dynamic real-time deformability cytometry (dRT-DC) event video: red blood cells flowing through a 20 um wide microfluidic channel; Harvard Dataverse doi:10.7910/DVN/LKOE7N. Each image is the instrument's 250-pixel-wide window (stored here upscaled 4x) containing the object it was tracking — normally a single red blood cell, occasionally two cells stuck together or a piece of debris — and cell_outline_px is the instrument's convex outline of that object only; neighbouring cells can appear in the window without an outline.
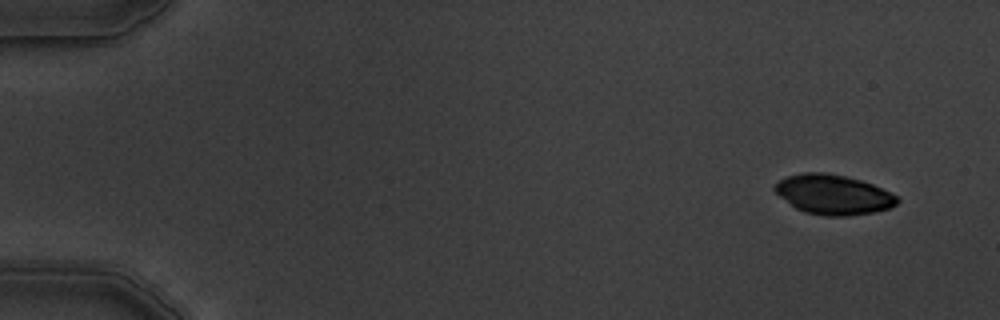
{"species": "common noctule bat (a hibernating species)", "species_latin": "Nyctalus noctula", "temperature_condition": "warm", "stored_images_in_passage": 5, "camera_frame_rate_fps": 3000, "um_per_image_px": 0.085, "animal": {"sex": "male", "body_mass_g": 19.5, "forearm_length_mm": 54.6}, "frame": {"image": 1, "passage_image": 1, "time_ms": 0.0, "image_size_px": [1000, 320], "cell_outline_px": [[900, 200], [896, 204], [888, 208], [872, 212], [848, 216], [824, 216], [804, 212], [796, 208], [780, 196], [772, 188], [780, 180], [788, 176], [800, 172], [824, 172], [844, 176], [860, 180], [872, 184], [896, 196]], "centroid_in_image_um": [70.8, 16.54], "position_along_channel_um": 14.2, "area_um2": 28.09}}
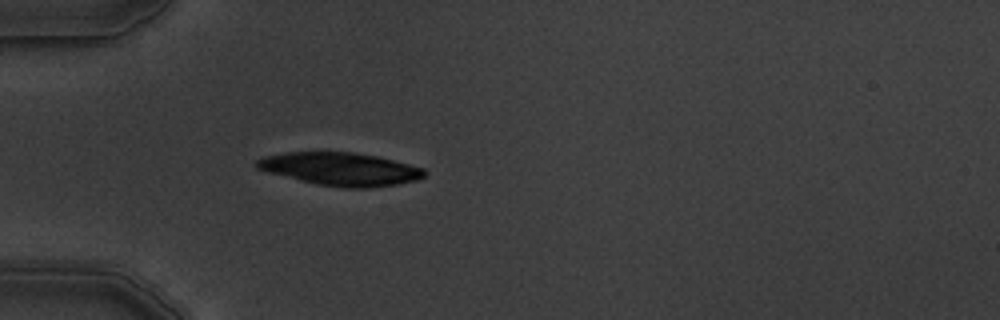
{"frame": {"image": 2, "passage_image": 5, "time_ms": 4.333, "image_size_px": [1000, 320], "cell_outline_px": [[428, 172], [424, 176], [416, 180], [396, 184], [368, 188], [344, 188], [316, 184], [268, 172], [256, 168], [256, 160], [264, 156], [284, 152], [352, 152], [376, 156], [424, 168]], "centroid_in_image_um": [28.93, 14.37], "position_along_channel_um": 56.1, "area_um2": 32.08}}